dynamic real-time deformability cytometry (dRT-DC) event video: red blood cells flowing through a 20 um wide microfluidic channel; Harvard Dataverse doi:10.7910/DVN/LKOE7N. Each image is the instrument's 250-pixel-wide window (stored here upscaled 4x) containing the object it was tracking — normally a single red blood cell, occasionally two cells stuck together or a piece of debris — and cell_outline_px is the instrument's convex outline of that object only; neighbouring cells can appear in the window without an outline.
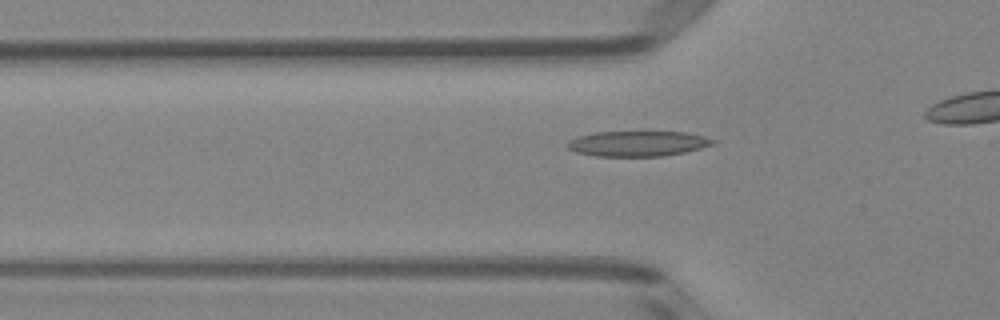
{"species": "Egyptian fruit bat (a non-hibernating species)", "species_latin": "Rousettus aegyptiacus", "temperature_condition": "room temperature", "stored_images_in_passage": 35, "camera_frame_rate_fps": 3000, "um_per_image_px": 0.085, "animal": {"sex": "female"}, "frame": {"image": 1, "passage_image": 11, "time_ms": 3.333, "image_size_px": [1000, 320], "cell_outline_px": [[716, 140], [712, 144], [700, 148], [684, 152], [664, 156], [596, 156], [576, 152], [568, 148], [564, 144], [568, 140], [580, 136], [596, 132], [684, 132], [704, 136]], "centroid_in_image_um": [54.17, 12.21], "position_along_channel_um": 71.6, "area_um2": 21.33}}
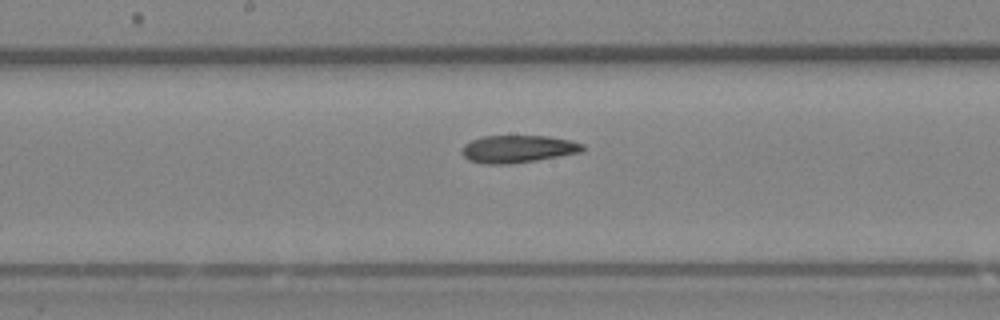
{"frame": {"image": 2, "passage_image": 21, "time_ms": 6.667, "image_size_px": [1000, 320], "cell_outline_px": [[584, 152], [536, 160], [508, 164], [484, 164], [468, 160], [460, 152], [464, 144], [472, 140], [484, 136], [548, 136], [568, 140], [584, 144]], "centroid_in_image_um": [44.01, 12.66], "position_along_channel_um": 204.2, "area_um2": 19.36}}
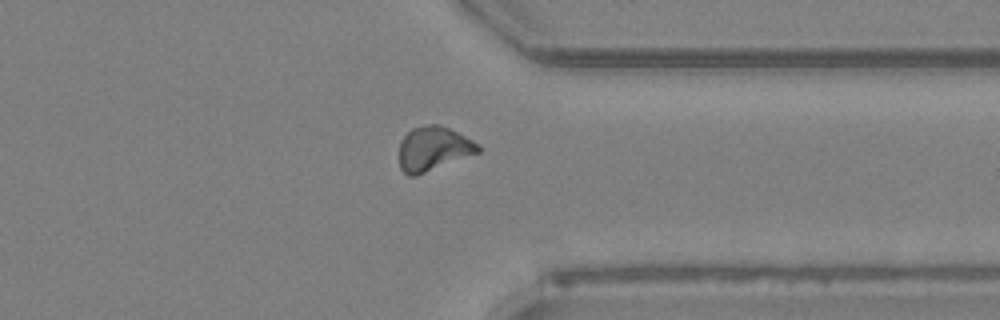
{"frame": {"image": 3, "passage_image": 34, "time_ms": 11.0, "image_size_px": [1000, 320], "cell_outline_px": [[480, 152], [416, 176], [408, 176], [400, 168], [400, 140], [412, 128], [424, 124], [440, 124], [480, 144]], "centroid_in_image_um": [36.83, 12.64], "position_along_channel_um": 374.6, "area_um2": 20.35}}